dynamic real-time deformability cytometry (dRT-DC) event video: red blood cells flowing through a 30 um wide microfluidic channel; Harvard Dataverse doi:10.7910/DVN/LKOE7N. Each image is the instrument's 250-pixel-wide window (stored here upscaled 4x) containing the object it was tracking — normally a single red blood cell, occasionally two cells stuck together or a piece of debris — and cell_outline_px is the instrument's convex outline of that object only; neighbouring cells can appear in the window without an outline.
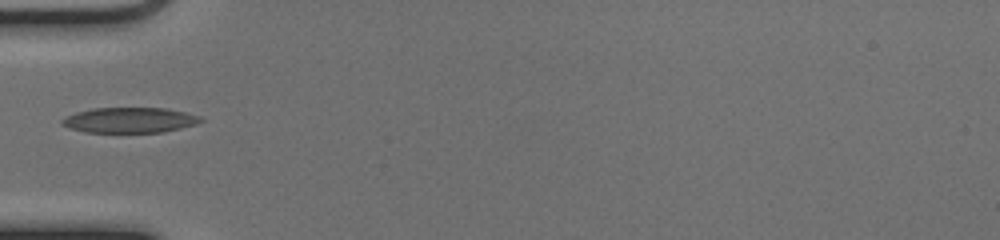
{"species": "common noctule bat (a hibernating species)", "species_latin": "Nyctalus noctula", "temperature_condition": "cold", "stored_images_in_passage": 32, "camera_frame_rate_fps": 3000, "um_per_image_px": 0.085, "animal": {"sex": "female", "body_mass_g": 17.0, "forearm_length_mm": 48.0}, "frame": {"image": 1, "passage_image": 1, "time_ms": 0.0, "image_size_px": [1000, 240], "cell_outline_px": [[204, 120], [196, 124], [164, 132], [84, 132], [68, 128], [60, 124], [60, 120], [64, 116], [76, 112], [92, 108], [164, 108], [184, 112], [200, 116]], "centroid_in_image_um": [10.96, 10.21], "position_along_channel_um": 74.0, "area_um2": 20.58}}
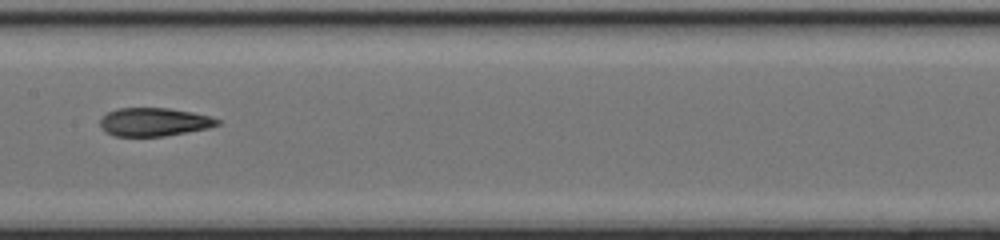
{"frame": {"image": 2, "passage_image": 10, "time_ms": 3.0, "image_size_px": [1000, 240], "cell_outline_px": [[220, 124], [208, 128], [164, 136], [112, 136], [104, 132], [100, 124], [100, 120], [108, 112], [120, 108], [168, 108], [192, 112], [212, 116], [220, 120]], "centroid_in_image_um": [13.1, 10.37], "position_along_channel_um": 194.3, "area_um2": 19.36}}
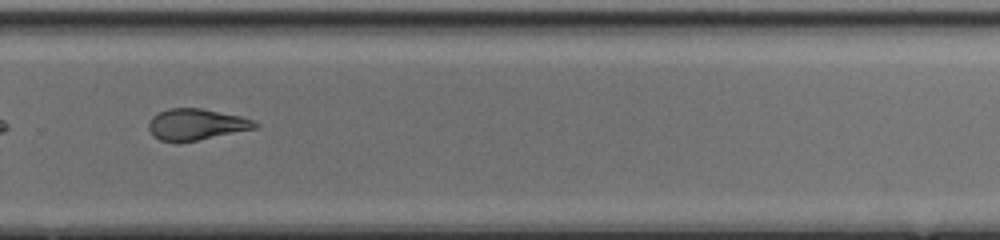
{"frame": {"image": 3, "passage_image": 19, "time_ms": 6.0, "image_size_px": [1000, 240], "cell_outline_px": [[260, 124], [256, 128], [196, 140], [160, 140], [152, 136], [148, 128], [148, 124], [152, 116], [168, 108], [200, 108], [240, 116], [256, 120]], "centroid_in_image_um": [16.69, 10.55], "position_along_channel_um": 313.1, "area_um2": 19.02}}